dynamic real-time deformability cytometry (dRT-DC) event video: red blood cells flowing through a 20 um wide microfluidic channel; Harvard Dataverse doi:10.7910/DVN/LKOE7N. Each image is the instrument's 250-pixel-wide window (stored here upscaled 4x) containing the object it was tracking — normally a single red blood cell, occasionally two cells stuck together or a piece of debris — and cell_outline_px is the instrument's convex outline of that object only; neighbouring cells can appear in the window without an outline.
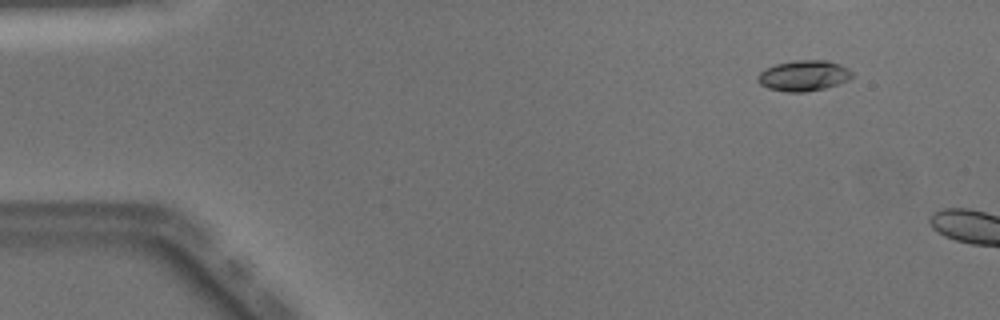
{"species": "Egyptian fruit bat (a non-hibernating species)", "species_latin": "Rousettus aegyptiacus", "temperature_condition": "warm", "stored_images_in_passage": 4, "camera_frame_rate_fps": 3000, "um_per_image_px": 0.085, "animal": {"sex": "male"}, "frame": {"image": 1, "passage_image": 1, "time_ms": 0.0, "image_size_px": [1000, 320], "cell_outline_px": [[852, 76], [848, 80], [824, 88], [804, 92], [788, 92], [768, 88], [760, 84], [756, 76], [764, 68], [776, 64], [796, 60], [828, 60], [840, 64], [848, 68], [852, 72]], "centroid_in_image_um": [68.29, 6.42], "position_along_channel_um": 16.7, "area_um2": 16.82}}